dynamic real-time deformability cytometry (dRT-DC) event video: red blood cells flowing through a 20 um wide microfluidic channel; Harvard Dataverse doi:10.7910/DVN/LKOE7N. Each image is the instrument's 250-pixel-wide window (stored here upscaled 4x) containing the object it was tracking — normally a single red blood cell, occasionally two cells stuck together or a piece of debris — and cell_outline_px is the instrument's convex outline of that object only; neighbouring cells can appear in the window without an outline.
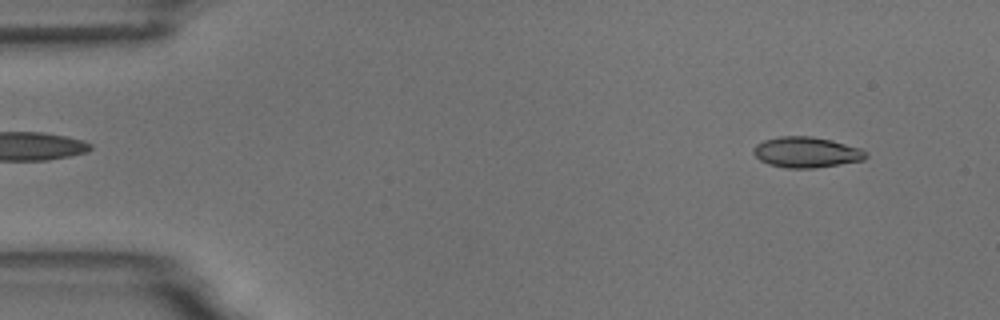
{"species": "common noctule bat (a hibernating species)", "species_latin": "Nyctalus noctula", "temperature_condition": "room temperature", "stored_images_in_passage": 5, "segment_of_instrument_passage": [1, 2], "camera_frame_rate_fps": 3000, "um_per_image_px": 0.085, "animal": {"sex": "male", "body_mass_g": 18.8}, "frame": {"image": 1, "passage_image": 1, "time_ms": 0.0, "image_size_px": [1000, 320], "cell_outline_px": [[868, 156], [864, 160], [816, 168], [788, 168], [768, 164], [760, 160], [752, 152], [752, 148], [756, 144], [764, 140], [780, 136], [812, 136], [832, 140], [860, 148], [868, 152]], "centroid_in_image_um": [68.55, 12.94], "position_along_channel_um": 16.5, "area_um2": 20.23}}